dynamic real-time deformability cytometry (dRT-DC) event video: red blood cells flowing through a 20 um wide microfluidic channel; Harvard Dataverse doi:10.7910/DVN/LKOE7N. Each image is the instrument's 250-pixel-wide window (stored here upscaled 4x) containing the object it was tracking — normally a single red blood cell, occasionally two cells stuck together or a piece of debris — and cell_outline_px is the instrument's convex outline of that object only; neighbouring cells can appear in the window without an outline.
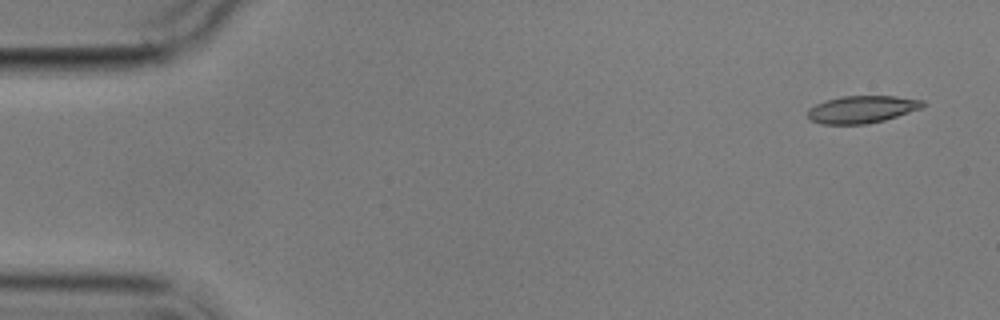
{"species": "common noctule bat (a hibernating species)", "species_latin": "Nyctalus noctula", "temperature_condition": "cold", "stored_images_in_passage": 4, "camera_frame_rate_fps": 3000, "um_per_image_px": 0.085, "animal": {"sex": "male", "body_mass_g": 17.9}, "frame": {"image": 1, "passage_image": 1, "time_ms": 0.0, "image_size_px": [1000, 320], "cell_outline_px": [[928, 104], [924, 108], [884, 120], [864, 124], [820, 124], [808, 120], [808, 108], [824, 100], [840, 96], [896, 96], [924, 100]], "centroid_in_image_um": [73.28, 9.29], "position_along_channel_um": 11.7, "area_um2": 18.67}}
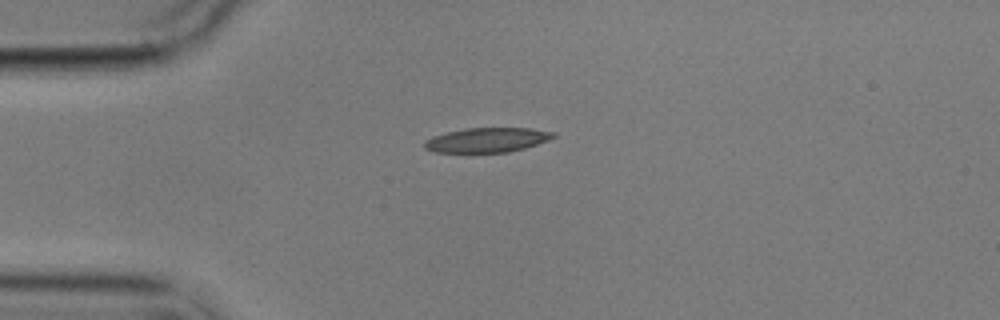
{"frame": {"image": 2, "passage_image": 4, "time_ms": 3.667, "image_size_px": [1000, 320], "cell_outline_px": [[556, 136], [548, 140], [524, 148], [508, 152], [436, 152], [424, 148], [424, 140], [432, 136], [464, 128], [532, 128], [556, 132]], "centroid_in_image_um": [41.41, 11.89], "position_along_channel_um": 43.6, "area_um2": 18.44}}